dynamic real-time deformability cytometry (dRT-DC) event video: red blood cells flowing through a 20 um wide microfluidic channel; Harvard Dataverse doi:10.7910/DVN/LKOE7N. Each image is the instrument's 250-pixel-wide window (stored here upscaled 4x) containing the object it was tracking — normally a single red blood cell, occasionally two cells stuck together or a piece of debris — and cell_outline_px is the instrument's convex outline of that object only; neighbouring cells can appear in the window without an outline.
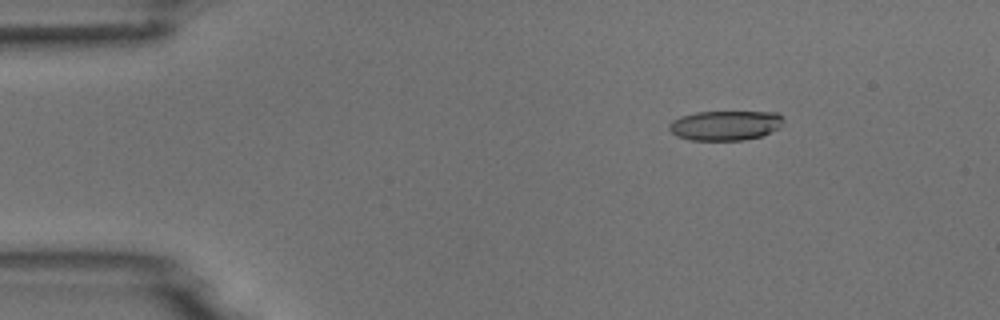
{"species": "common noctule bat (a hibernating species)", "species_latin": "Nyctalus noctula", "temperature_condition": "room temperature", "stored_images_in_passage": 5, "camera_frame_rate_fps": 3000, "um_per_image_px": 0.085, "animal": {"sex": "male", "body_mass_g": 18.8}, "frame": {"image": 1, "passage_image": 2, "time_ms": 1.333, "image_size_px": [1000, 320], "cell_outline_px": [[784, 120], [780, 128], [760, 136], [744, 140], [688, 140], [676, 136], [668, 128], [668, 124], [672, 120], [680, 116], [696, 112], [776, 112], [784, 116]], "centroid_in_image_um": [61.64, 10.66], "position_along_channel_um": 23.4, "area_um2": 20.0}}